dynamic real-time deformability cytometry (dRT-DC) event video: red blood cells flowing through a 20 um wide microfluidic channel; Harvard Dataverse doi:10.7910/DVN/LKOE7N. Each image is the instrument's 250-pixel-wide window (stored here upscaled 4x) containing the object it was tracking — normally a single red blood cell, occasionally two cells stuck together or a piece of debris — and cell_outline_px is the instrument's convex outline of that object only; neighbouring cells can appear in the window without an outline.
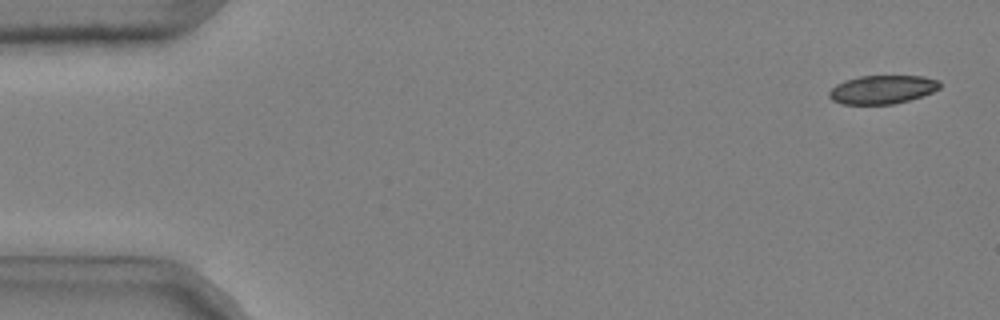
{"species": "common noctule bat (a hibernating species)", "species_latin": "Nyctalus noctula", "temperature_condition": "cold", "stored_images_in_passage": 47, "camera_frame_rate_fps": 3000, "um_per_image_px": 0.085, "animal": {"sex": "male", "body_mass_g": 20.4}, "frame": {"image": 1, "passage_image": 1, "time_ms": 0.0, "image_size_px": [1000, 320], "cell_outline_px": [[940, 88], [932, 92], [908, 100], [892, 104], [844, 104], [832, 100], [828, 96], [828, 92], [836, 84], [844, 80], [860, 76], [924, 76], [940, 80]], "centroid_in_image_um": [74.99, 7.6], "position_along_channel_um": 10.0, "area_um2": 18.38}}
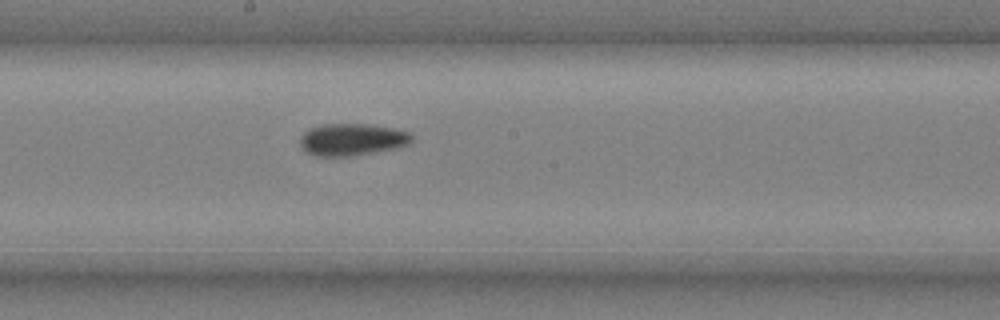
{"frame": {"image": 2, "passage_image": 28, "time_ms": 9.0, "image_size_px": [1000, 320], "cell_outline_px": [[412, 144], [396, 148], [356, 156], [316, 156], [304, 152], [300, 144], [300, 136], [308, 128], [320, 124], [368, 124], [392, 128], [412, 132]], "centroid_in_image_um": [29.92, 11.86], "position_along_channel_um": 218.3, "area_um2": 21.33}}
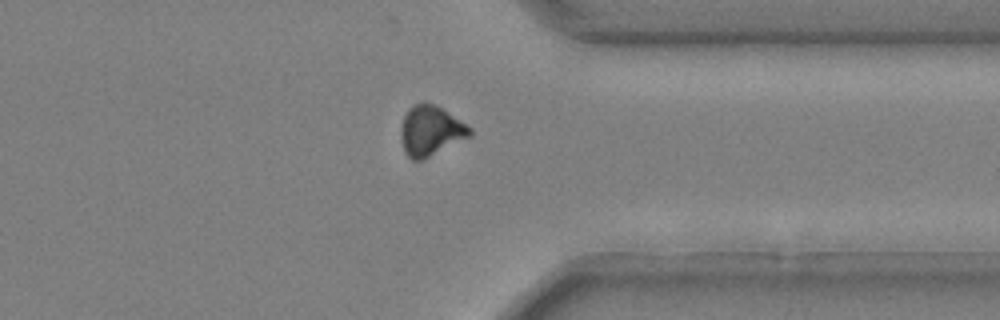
{"frame": {"image": 3, "passage_image": 41, "time_ms": 13.333, "image_size_px": [1000, 320], "cell_outline_px": [[472, 136], [424, 160], [412, 160], [404, 152], [400, 136], [400, 128], [404, 116], [408, 108], [424, 100], [436, 104], [472, 128]], "centroid_in_image_um": [36.6, 11.11], "position_along_channel_um": 374.8, "area_um2": 20.58}, "authors_computed_cell_mechanics": {"area_um2": 20.3456, "velocity_mm_per_s": 3.6981, "shape_relaxation_time_tau1_ms": 4.2992, "shape_relaxation_time_tau2_ms": 5.4597, "deformation_change_tau1": 0.0913, "deformation_change_tau2": 0.0749}}